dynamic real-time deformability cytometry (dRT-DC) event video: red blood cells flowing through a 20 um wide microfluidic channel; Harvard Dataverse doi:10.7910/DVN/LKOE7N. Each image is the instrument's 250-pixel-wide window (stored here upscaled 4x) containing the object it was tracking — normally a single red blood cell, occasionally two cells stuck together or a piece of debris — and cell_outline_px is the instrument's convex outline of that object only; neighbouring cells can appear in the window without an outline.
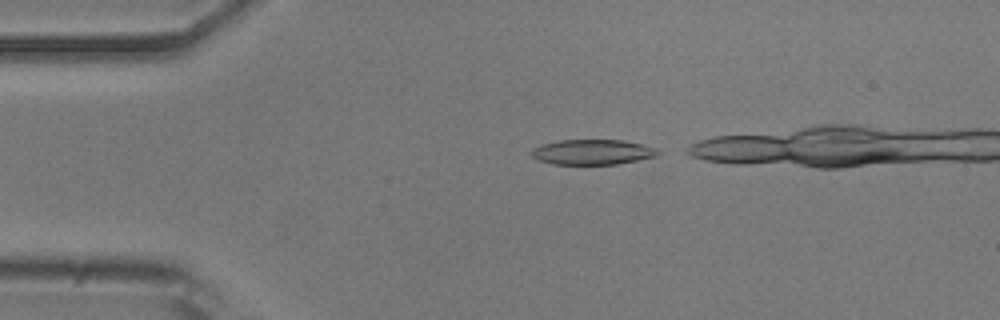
{"species": "common noctule bat (a hibernating species)", "species_latin": "Nyctalus noctula", "temperature_condition": "room temperature", "stored_images_in_passage": 9, "camera_frame_rate_fps": 3000, "um_per_image_px": 0.085, "animal": {"sex": "male", "body_mass_g": 20.5, "forearm_length_mm": 52.5}, "frame": {"image": 1, "passage_image": 1, "time_ms": 0.0, "image_size_px": [1000, 320], "cell_outline_px": [[664, 152], [656, 156], [616, 164], [552, 164], [536, 160], [528, 152], [532, 148], [540, 144], [560, 140], [624, 140], [644, 144], [656, 148]], "centroid_in_image_um": [50.34, 12.92], "position_along_channel_um": 34.7, "area_um2": 18.84}}
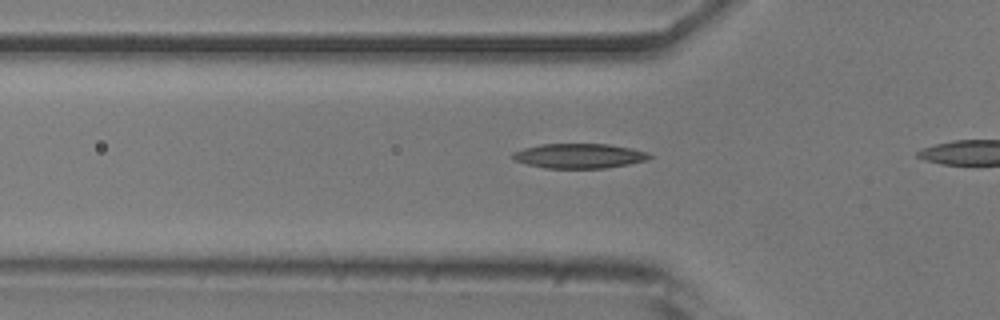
{"frame": {"image": 2, "passage_image": 7, "time_ms": 2.0, "image_size_px": [1000, 320], "cell_outline_px": [[652, 156], [648, 160], [628, 164], [604, 168], [544, 168], [528, 164], [516, 160], [512, 156], [512, 152], [524, 148], [540, 144], [608, 144], [632, 148], [648, 152]], "centroid_in_image_um": [49.26, 13.24], "position_along_channel_um": 76.5, "area_um2": 19.65}}